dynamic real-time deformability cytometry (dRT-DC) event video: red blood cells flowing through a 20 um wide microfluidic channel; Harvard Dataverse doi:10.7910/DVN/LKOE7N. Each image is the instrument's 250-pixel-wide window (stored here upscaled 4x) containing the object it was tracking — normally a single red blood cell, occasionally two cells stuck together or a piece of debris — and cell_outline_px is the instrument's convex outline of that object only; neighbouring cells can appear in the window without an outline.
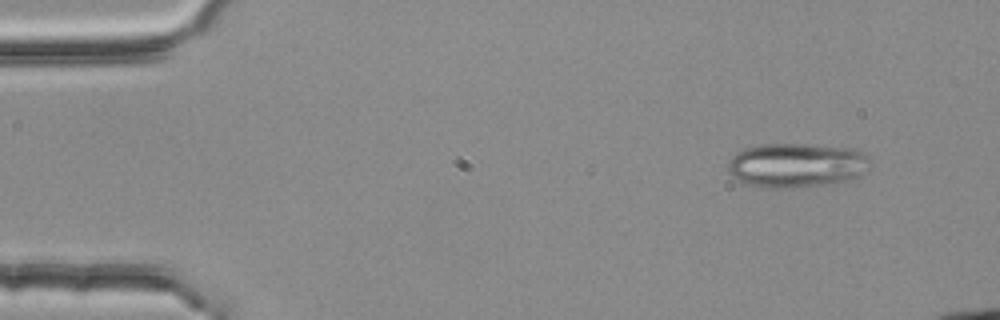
{"species": "common noctule bat (a hibernating species)", "species_latin": "Nyctalus noctula", "temperature_condition": "room temperature", "stored_images_in_passage": 4, "camera_frame_rate_fps": 3000, "um_per_image_px": 0.085, "animal": {"sex": "female", "body_mass_g": 25.1}, "frame": {"image": 1, "passage_image": 1, "time_ms": 0.0, "image_size_px": [1000, 320], "cell_outline_px": [[868, 160], [864, 172], [860, 176], [848, 180], [824, 184], [784, 188], [764, 188], [748, 184], [732, 176], [728, 172], [728, 160], [736, 152], [748, 148], [764, 144], [804, 144], [856, 148], [864, 152], [868, 156]], "centroid_in_image_um": [67.69, 14.03], "position_along_channel_um": 17.3, "area_um2": 36.59}}